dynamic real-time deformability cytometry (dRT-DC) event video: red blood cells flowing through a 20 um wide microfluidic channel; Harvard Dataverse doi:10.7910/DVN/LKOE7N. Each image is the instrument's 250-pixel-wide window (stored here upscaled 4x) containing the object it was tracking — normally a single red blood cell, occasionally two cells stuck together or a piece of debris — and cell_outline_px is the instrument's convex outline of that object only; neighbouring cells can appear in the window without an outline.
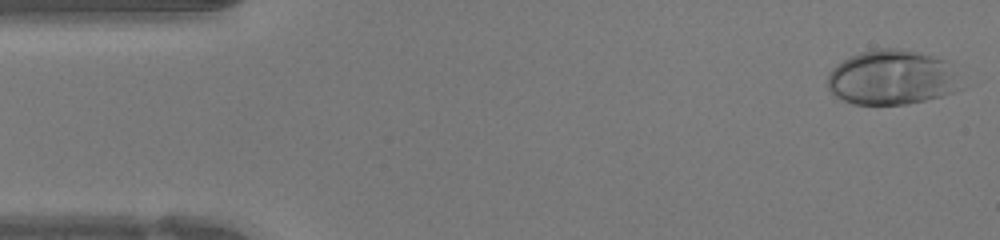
{"species": "human", "species_latin": "Homo sapiens", "temperature_condition": "warm", "stored_images_in_passage": 46, "camera_frame_rate_fps": 3000, "um_per_image_px": 0.085, "donor": {"sex": "female"}, "frame": {"image": 1, "passage_image": 1, "time_ms": 0.0, "image_size_px": [1000, 240], "cell_outline_px": [[952, 92], [940, 96], [924, 100], [904, 104], [856, 104], [844, 100], [836, 96], [828, 88], [828, 72], [836, 64], [860, 52], [876, 48], [900, 48], [932, 56], [944, 60], [952, 72]], "centroid_in_image_um": [75.64, 6.57], "position_along_channel_um": 9.4, "area_um2": 41.15}}
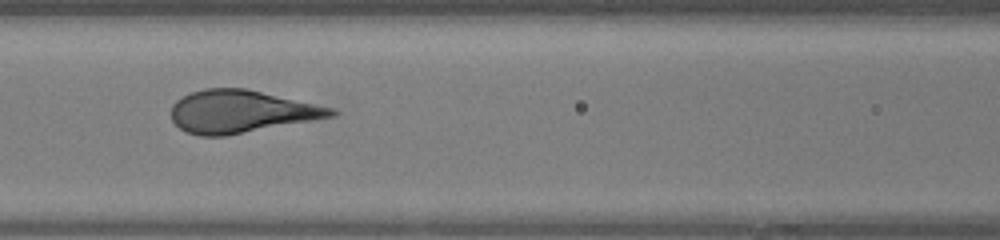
{"frame": {"image": 2, "passage_image": 19, "time_ms": 6.0, "image_size_px": [1000, 240], "cell_outline_px": [[340, 112], [336, 116], [224, 136], [200, 136], [188, 132], [180, 128], [172, 120], [172, 104], [176, 100], [192, 92], [204, 88], [244, 88], [336, 108]], "centroid_in_image_um": [20.53, 9.48], "position_along_channel_um": 146.1, "area_um2": 39.54}}
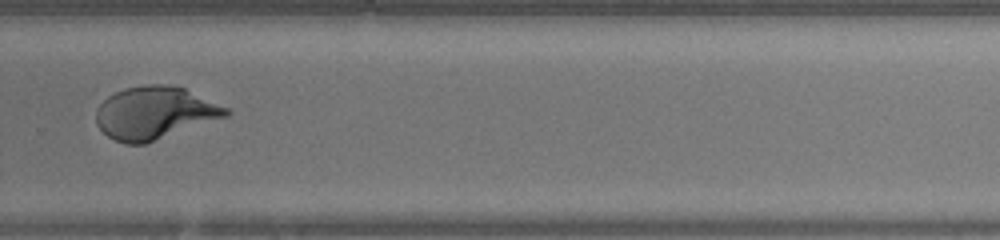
{"frame": {"image": 3, "passage_image": 31, "time_ms": 10.0, "image_size_px": [1000, 240], "cell_outline_px": [[232, 112], [228, 116], [144, 144], [124, 144], [108, 136], [96, 124], [96, 108], [108, 96], [124, 88], [148, 84], [172, 84], [184, 88], [228, 108]], "centroid_in_image_um": [13.14, 9.59], "position_along_channel_um": 316.7, "area_um2": 39.71}, "authors_computed_cell_mechanics": {"area_um2": 40.5756, "velocity_mm_per_s": 4.2706, "shape_relaxation_time_tau1_ms": 4.431, "shape_relaxation_time_tau2_ms": null, "deformation_change_tau1": 0.2531, "deformation_change_tau2": null}}